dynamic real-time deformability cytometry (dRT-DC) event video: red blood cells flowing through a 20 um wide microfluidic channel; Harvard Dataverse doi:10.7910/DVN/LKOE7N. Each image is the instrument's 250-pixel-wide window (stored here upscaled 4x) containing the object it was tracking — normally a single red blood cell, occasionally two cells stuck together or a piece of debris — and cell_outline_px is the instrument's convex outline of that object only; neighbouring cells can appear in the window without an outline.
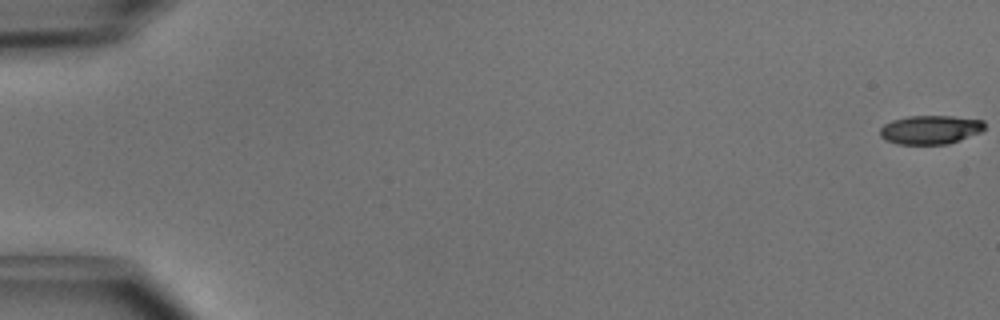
{"species": "common noctule bat (a hibernating species)", "species_latin": "Nyctalus noctula", "temperature_condition": "cold", "stored_images_in_passage": 6, "camera_frame_rate_fps": 3000, "um_per_image_px": 0.085, "animal": {"sex": "male", "body_mass_g": 15.6}, "frame": {"image": 1, "passage_image": 1, "time_ms": 0.0, "image_size_px": [1000, 320], "cell_outline_px": [[984, 128], [980, 132], [948, 144], [900, 144], [888, 140], [880, 136], [880, 128], [884, 124], [892, 120], [908, 116], [952, 116], [984, 120]], "centroid_in_image_um": [79.08, 11.01], "position_along_channel_um": 5.9, "area_um2": 17.4}}
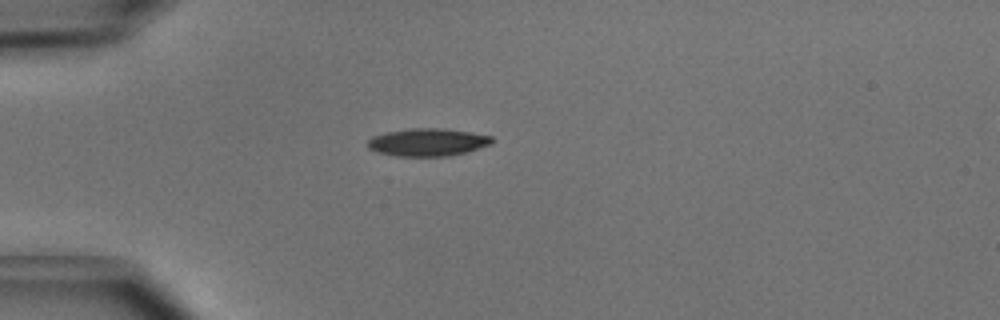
{"frame": {"image": 2, "passage_image": 5, "time_ms": 1.333, "image_size_px": [1000, 320], "cell_outline_px": [[492, 144], [468, 152], [448, 156], [396, 156], [376, 152], [368, 148], [368, 140], [372, 136], [388, 132], [412, 128], [436, 128], [468, 132], [492, 136]], "centroid_in_image_um": [36.34, 12.1], "position_along_channel_um": 48.7, "area_um2": 19.94}}